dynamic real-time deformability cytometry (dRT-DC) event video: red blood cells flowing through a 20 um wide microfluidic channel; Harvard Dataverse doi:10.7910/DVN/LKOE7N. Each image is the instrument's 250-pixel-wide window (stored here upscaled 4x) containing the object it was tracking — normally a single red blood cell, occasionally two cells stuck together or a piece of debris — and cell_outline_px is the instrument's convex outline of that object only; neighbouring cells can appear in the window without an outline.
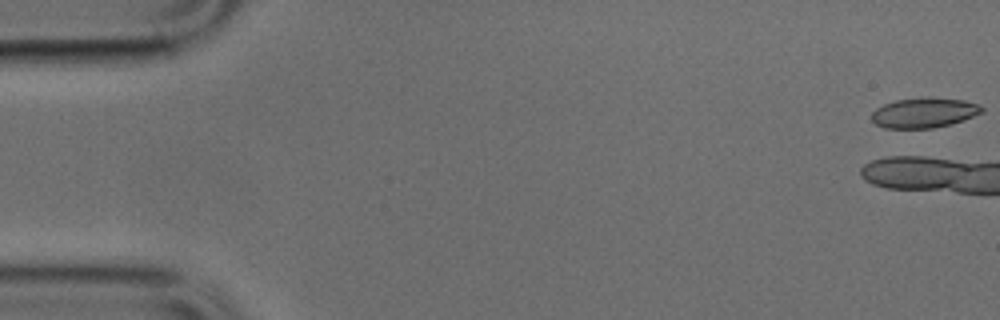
{"species": "common noctule bat (a hibernating species)", "species_latin": "Nyctalus noctula", "temperature_condition": "cold", "stored_images_in_passage": 4, "camera_frame_rate_fps": 3000, "um_per_image_px": 0.085, "animal": {"sex": "male", "body_mass_g": 17.9, "forearm_length_mm": 54.2}, "frame": {"image": 1, "passage_image": 1, "time_ms": 0.0, "image_size_px": [1000, 320], "cell_outline_px": [[984, 112], [964, 120], [932, 128], [884, 128], [876, 124], [872, 120], [872, 112], [876, 108], [884, 104], [896, 100], [924, 96], [932, 96], [964, 100], [980, 104], [984, 108]], "centroid_in_image_um": [78.58, 9.56], "position_along_channel_um": 6.4, "area_um2": 19.59}}